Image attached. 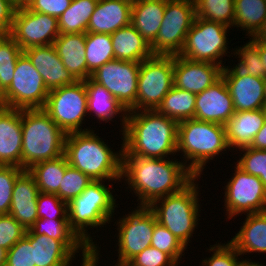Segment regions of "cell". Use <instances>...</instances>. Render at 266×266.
<instances>
[{"label":"cell","instance_id":"24","mask_svg":"<svg viewBox=\"0 0 266 266\" xmlns=\"http://www.w3.org/2000/svg\"><path fill=\"white\" fill-rule=\"evenodd\" d=\"M132 4L127 0H98L87 33L112 34L131 24Z\"/></svg>","mask_w":266,"mask_h":266},{"label":"cell","instance_id":"39","mask_svg":"<svg viewBox=\"0 0 266 266\" xmlns=\"http://www.w3.org/2000/svg\"><path fill=\"white\" fill-rule=\"evenodd\" d=\"M151 246L167 253L177 264L186 249V246L170 230L157 222L156 216Z\"/></svg>","mask_w":266,"mask_h":266},{"label":"cell","instance_id":"59","mask_svg":"<svg viewBox=\"0 0 266 266\" xmlns=\"http://www.w3.org/2000/svg\"><path fill=\"white\" fill-rule=\"evenodd\" d=\"M264 81V90H265V104H266V76L263 78Z\"/></svg>","mask_w":266,"mask_h":266},{"label":"cell","instance_id":"33","mask_svg":"<svg viewBox=\"0 0 266 266\" xmlns=\"http://www.w3.org/2000/svg\"><path fill=\"white\" fill-rule=\"evenodd\" d=\"M98 0H72L58 18L60 34L87 33V26Z\"/></svg>","mask_w":266,"mask_h":266},{"label":"cell","instance_id":"19","mask_svg":"<svg viewBox=\"0 0 266 266\" xmlns=\"http://www.w3.org/2000/svg\"><path fill=\"white\" fill-rule=\"evenodd\" d=\"M234 113L233 100L223 77L196 95V120L225 125Z\"/></svg>","mask_w":266,"mask_h":266},{"label":"cell","instance_id":"51","mask_svg":"<svg viewBox=\"0 0 266 266\" xmlns=\"http://www.w3.org/2000/svg\"><path fill=\"white\" fill-rule=\"evenodd\" d=\"M97 245L88 246L85 252L82 254V265L81 266H97L99 256L97 250ZM115 266H131L128 262H120L118 261L117 265Z\"/></svg>","mask_w":266,"mask_h":266},{"label":"cell","instance_id":"6","mask_svg":"<svg viewBox=\"0 0 266 266\" xmlns=\"http://www.w3.org/2000/svg\"><path fill=\"white\" fill-rule=\"evenodd\" d=\"M105 181H92L86 189L68 203V220L70 228L88 246L95 245L87 232V227L104 226L113 216L116 201L112 187Z\"/></svg>","mask_w":266,"mask_h":266},{"label":"cell","instance_id":"40","mask_svg":"<svg viewBox=\"0 0 266 266\" xmlns=\"http://www.w3.org/2000/svg\"><path fill=\"white\" fill-rule=\"evenodd\" d=\"M236 50L234 55H239L238 58H240L239 63L236 65L238 69L254 77L264 78L266 76L258 46L253 41L250 40Z\"/></svg>","mask_w":266,"mask_h":266},{"label":"cell","instance_id":"17","mask_svg":"<svg viewBox=\"0 0 266 266\" xmlns=\"http://www.w3.org/2000/svg\"><path fill=\"white\" fill-rule=\"evenodd\" d=\"M225 66L222 77L233 100L235 112L263 109L265 105L264 81L261 77L245 74L236 66Z\"/></svg>","mask_w":266,"mask_h":266},{"label":"cell","instance_id":"52","mask_svg":"<svg viewBox=\"0 0 266 266\" xmlns=\"http://www.w3.org/2000/svg\"><path fill=\"white\" fill-rule=\"evenodd\" d=\"M17 63H6L0 65V88L5 91L14 78V71Z\"/></svg>","mask_w":266,"mask_h":266},{"label":"cell","instance_id":"25","mask_svg":"<svg viewBox=\"0 0 266 266\" xmlns=\"http://www.w3.org/2000/svg\"><path fill=\"white\" fill-rule=\"evenodd\" d=\"M265 121L263 109L235 112L224 125L228 147H250Z\"/></svg>","mask_w":266,"mask_h":266},{"label":"cell","instance_id":"14","mask_svg":"<svg viewBox=\"0 0 266 266\" xmlns=\"http://www.w3.org/2000/svg\"><path fill=\"white\" fill-rule=\"evenodd\" d=\"M234 176L225 187V208L228 219L240 213H257L266 211V188L254 175L244 172L237 165Z\"/></svg>","mask_w":266,"mask_h":266},{"label":"cell","instance_id":"12","mask_svg":"<svg viewBox=\"0 0 266 266\" xmlns=\"http://www.w3.org/2000/svg\"><path fill=\"white\" fill-rule=\"evenodd\" d=\"M227 27L218 22L195 17L179 56L193 61L223 66L222 56L227 54Z\"/></svg>","mask_w":266,"mask_h":266},{"label":"cell","instance_id":"57","mask_svg":"<svg viewBox=\"0 0 266 266\" xmlns=\"http://www.w3.org/2000/svg\"><path fill=\"white\" fill-rule=\"evenodd\" d=\"M251 260H241V261H239V263H238V265L237 266H264V265H262V264H258V263H256V262H250Z\"/></svg>","mask_w":266,"mask_h":266},{"label":"cell","instance_id":"28","mask_svg":"<svg viewBox=\"0 0 266 266\" xmlns=\"http://www.w3.org/2000/svg\"><path fill=\"white\" fill-rule=\"evenodd\" d=\"M240 231L229 241L241 254L266 252V211L246 214Z\"/></svg>","mask_w":266,"mask_h":266},{"label":"cell","instance_id":"50","mask_svg":"<svg viewBox=\"0 0 266 266\" xmlns=\"http://www.w3.org/2000/svg\"><path fill=\"white\" fill-rule=\"evenodd\" d=\"M16 7L10 0H0V35H8L12 28V22Z\"/></svg>","mask_w":266,"mask_h":266},{"label":"cell","instance_id":"45","mask_svg":"<svg viewBox=\"0 0 266 266\" xmlns=\"http://www.w3.org/2000/svg\"><path fill=\"white\" fill-rule=\"evenodd\" d=\"M27 230L11 215H0V247L9 250L23 238Z\"/></svg>","mask_w":266,"mask_h":266},{"label":"cell","instance_id":"10","mask_svg":"<svg viewBox=\"0 0 266 266\" xmlns=\"http://www.w3.org/2000/svg\"><path fill=\"white\" fill-rule=\"evenodd\" d=\"M196 17L194 0H166L162 24L150 45L153 55H179Z\"/></svg>","mask_w":266,"mask_h":266},{"label":"cell","instance_id":"4","mask_svg":"<svg viewBox=\"0 0 266 266\" xmlns=\"http://www.w3.org/2000/svg\"><path fill=\"white\" fill-rule=\"evenodd\" d=\"M65 137L43 109H22V168L64 155Z\"/></svg>","mask_w":266,"mask_h":266},{"label":"cell","instance_id":"41","mask_svg":"<svg viewBox=\"0 0 266 266\" xmlns=\"http://www.w3.org/2000/svg\"><path fill=\"white\" fill-rule=\"evenodd\" d=\"M239 151L245 153L237 160L236 165L244 172L257 176L266 188V150L245 147Z\"/></svg>","mask_w":266,"mask_h":266},{"label":"cell","instance_id":"1","mask_svg":"<svg viewBox=\"0 0 266 266\" xmlns=\"http://www.w3.org/2000/svg\"><path fill=\"white\" fill-rule=\"evenodd\" d=\"M121 176L137 193L139 206H150L155 200L180 192L196 176L177 160L122 156Z\"/></svg>","mask_w":266,"mask_h":266},{"label":"cell","instance_id":"63","mask_svg":"<svg viewBox=\"0 0 266 266\" xmlns=\"http://www.w3.org/2000/svg\"><path fill=\"white\" fill-rule=\"evenodd\" d=\"M10 1H12L14 3L15 7H16V0H10Z\"/></svg>","mask_w":266,"mask_h":266},{"label":"cell","instance_id":"54","mask_svg":"<svg viewBox=\"0 0 266 266\" xmlns=\"http://www.w3.org/2000/svg\"><path fill=\"white\" fill-rule=\"evenodd\" d=\"M257 46L258 51L262 59V63L264 65V70L266 72V42L263 40H252Z\"/></svg>","mask_w":266,"mask_h":266},{"label":"cell","instance_id":"30","mask_svg":"<svg viewBox=\"0 0 266 266\" xmlns=\"http://www.w3.org/2000/svg\"><path fill=\"white\" fill-rule=\"evenodd\" d=\"M86 90L88 94V112L94 113L96 117L108 122L114 116L122 112L121 124L124 130L126 123L127 111L123 106L108 92L102 85L94 82L91 78L85 80Z\"/></svg>","mask_w":266,"mask_h":266},{"label":"cell","instance_id":"3","mask_svg":"<svg viewBox=\"0 0 266 266\" xmlns=\"http://www.w3.org/2000/svg\"><path fill=\"white\" fill-rule=\"evenodd\" d=\"M93 130L66 134L64 154L68 164L88 175L92 181L122 178V153H114ZM111 179V180H110Z\"/></svg>","mask_w":266,"mask_h":266},{"label":"cell","instance_id":"7","mask_svg":"<svg viewBox=\"0 0 266 266\" xmlns=\"http://www.w3.org/2000/svg\"><path fill=\"white\" fill-rule=\"evenodd\" d=\"M198 178L195 177L180 192L159 198L149 206L155 213L157 222L170 230L185 246L193 236L201 211L198 184L195 182Z\"/></svg>","mask_w":266,"mask_h":266},{"label":"cell","instance_id":"48","mask_svg":"<svg viewBox=\"0 0 266 266\" xmlns=\"http://www.w3.org/2000/svg\"><path fill=\"white\" fill-rule=\"evenodd\" d=\"M72 0H34L27 8L59 18L69 8Z\"/></svg>","mask_w":266,"mask_h":266},{"label":"cell","instance_id":"20","mask_svg":"<svg viewBox=\"0 0 266 266\" xmlns=\"http://www.w3.org/2000/svg\"><path fill=\"white\" fill-rule=\"evenodd\" d=\"M22 110L0 105V165L22 168Z\"/></svg>","mask_w":266,"mask_h":266},{"label":"cell","instance_id":"13","mask_svg":"<svg viewBox=\"0 0 266 266\" xmlns=\"http://www.w3.org/2000/svg\"><path fill=\"white\" fill-rule=\"evenodd\" d=\"M141 62L113 59L91 74L128 111H136L138 76Z\"/></svg>","mask_w":266,"mask_h":266},{"label":"cell","instance_id":"8","mask_svg":"<svg viewBox=\"0 0 266 266\" xmlns=\"http://www.w3.org/2000/svg\"><path fill=\"white\" fill-rule=\"evenodd\" d=\"M174 85V56L152 55L140 64L136 111L156 110Z\"/></svg>","mask_w":266,"mask_h":266},{"label":"cell","instance_id":"22","mask_svg":"<svg viewBox=\"0 0 266 266\" xmlns=\"http://www.w3.org/2000/svg\"><path fill=\"white\" fill-rule=\"evenodd\" d=\"M23 52L42 76L49 91L74 84L77 81L63 65L53 44L33 46L25 49Z\"/></svg>","mask_w":266,"mask_h":266},{"label":"cell","instance_id":"16","mask_svg":"<svg viewBox=\"0 0 266 266\" xmlns=\"http://www.w3.org/2000/svg\"><path fill=\"white\" fill-rule=\"evenodd\" d=\"M9 35L23 51L33 46L51 45L60 35L58 18L27 7L16 8Z\"/></svg>","mask_w":266,"mask_h":266},{"label":"cell","instance_id":"23","mask_svg":"<svg viewBox=\"0 0 266 266\" xmlns=\"http://www.w3.org/2000/svg\"><path fill=\"white\" fill-rule=\"evenodd\" d=\"M39 189L34 176L23 170L16 178L9 215L13 216L26 230L38 219L37 197Z\"/></svg>","mask_w":266,"mask_h":266},{"label":"cell","instance_id":"35","mask_svg":"<svg viewBox=\"0 0 266 266\" xmlns=\"http://www.w3.org/2000/svg\"><path fill=\"white\" fill-rule=\"evenodd\" d=\"M87 79L100 66L115 59L111 34L86 33Z\"/></svg>","mask_w":266,"mask_h":266},{"label":"cell","instance_id":"15","mask_svg":"<svg viewBox=\"0 0 266 266\" xmlns=\"http://www.w3.org/2000/svg\"><path fill=\"white\" fill-rule=\"evenodd\" d=\"M131 214L123 216L118 224V261L129 262L151 246L155 226V213L148 206H137Z\"/></svg>","mask_w":266,"mask_h":266},{"label":"cell","instance_id":"11","mask_svg":"<svg viewBox=\"0 0 266 266\" xmlns=\"http://www.w3.org/2000/svg\"><path fill=\"white\" fill-rule=\"evenodd\" d=\"M49 90L42 76L23 52L14 71L10 86L4 91L0 105L15 109H43Z\"/></svg>","mask_w":266,"mask_h":266},{"label":"cell","instance_id":"53","mask_svg":"<svg viewBox=\"0 0 266 266\" xmlns=\"http://www.w3.org/2000/svg\"><path fill=\"white\" fill-rule=\"evenodd\" d=\"M250 147L259 150H266V121L255 135Z\"/></svg>","mask_w":266,"mask_h":266},{"label":"cell","instance_id":"56","mask_svg":"<svg viewBox=\"0 0 266 266\" xmlns=\"http://www.w3.org/2000/svg\"><path fill=\"white\" fill-rule=\"evenodd\" d=\"M7 250L0 247V266L6 265Z\"/></svg>","mask_w":266,"mask_h":266},{"label":"cell","instance_id":"58","mask_svg":"<svg viewBox=\"0 0 266 266\" xmlns=\"http://www.w3.org/2000/svg\"><path fill=\"white\" fill-rule=\"evenodd\" d=\"M34 0H16V8H25Z\"/></svg>","mask_w":266,"mask_h":266},{"label":"cell","instance_id":"9","mask_svg":"<svg viewBox=\"0 0 266 266\" xmlns=\"http://www.w3.org/2000/svg\"><path fill=\"white\" fill-rule=\"evenodd\" d=\"M43 110L65 134L88 131L80 127L89 114L85 81L49 91Z\"/></svg>","mask_w":266,"mask_h":266},{"label":"cell","instance_id":"60","mask_svg":"<svg viewBox=\"0 0 266 266\" xmlns=\"http://www.w3.org/2000/svg\"><path fill=\"white\" fill-rule=\"evenodd\" d=\"M3 93H4V91L0 88V100H1L2 97H3Z\"/></svg>","mask_w":266,"mask_h":266},{"label":"cell","instance_id":"46","mask_svg":"<svg viewBox=\"0 0 266 266\" xmlns=\"http://www.w3.org/2000/svg\"><path fill=\"white\" fill-rule=\"evenodd\" d=\"M214 246V247H213ZM209 250L213 252L208 259L202 260V266H237L241 254L228 242L227 244H215Z\"/></svg>","mask_w":266,"mask_h":266},{"label":"cell","instance_id":"55","mask_svg":"<svg viewBox=\"0 0 266 266\" xmlns=\"http://www.w3.org/2000/svg\"><path fill=\"white\" fill-rule=\"evenodd\" d=\"M250 39L251 40H263L266 42V18L264 20V23H263L261 29L258 31V33Z\"/></svg>","mask_w":266,"mask_h":266},{"label":"cell","instance_id":"49","mask_svg":"<svg viewBox=\"0 0 266 266\" xmlns=\"http://www.w3.org/2000/svg\"><path fill=\"white\" fill-rule=\"evenodd\" d=\"M22 53L23 50L9 34L0 35V65L17 63Z\"/></svg>","mask_w":266,"mask_h":266},{"label":"cell","instance_id":"27","mask_svg":"<svg viewBox=\"0 0 266 266\" xmlns=\"http://www.w3.org/2000/svg\"><path fill=\"white\" fill-rule=\"evenodd\" d=\"M166 0H141L132 4L131 25L151 45L162 24Z\"/></svg>","mask_w":266,"mask_h":266},{"label":"cell","instance_id":"2","mask_svg":"<svg viewBox=\"0 0 266 266\" xmlns=\"http://www.w3.org/2000/svg\"><path fill=\"white\" fill-rule=\"evenodd\" d=\"M122 132V156L167 159L177 152L178 122L156 110L128 111Z\"/></svg>","mask_w":266,"mask_h":266},{"label":"cell","instance_id":"31","mask_svg":"<svg viewBox=\"0 0 266 266\" xmlns=\"http://www.w3.org/2000/svg\"><path fill=\"white\" fill-rule=\"evenodd\" d=\"M68 160L64 155L34 164L28 171L34 176L39 192L56 194L64 177Z\"/></svg>","mask_w":266,"mask_h":266},{"label":"cell","instance_id":"29","mask_svg":"<svg viewBox=\"0 0 266 266\" xmlns=\"http://www.w3.org/2000/svg\"><path fill=\"white\" fill-rule=\"evenodd\" d=\"M111 39L117 60L142 62L153 55L150 45L131 24L112 33Z\"/></svg>","mask_w":266,"mask_h":266},{"label":"cell","instance_id":"36","mask_svg":"<svg viewBox=\"0 0 266 266\" xmlns=\"http://www.w3.org/2000/svg\"><path fill=\"white\" fill-rule=\"evenodd\" d=\"M196 17L218 22L231 28L234 26V0H194Z\"/></svg>","mask_w":266,"mask_h":266},{"label":"cell","instance_id":"47","mask_svg":"<svg viewBox=\"0 0 266 266\" xmlns=\"http://www.w3.org/2000/svg\"><path fill=\"white\" fill-rule=\"evenodd\" d=\"M131 266H177L178 264L167 254L150 246L145 248L129 262Z\"/></svg>","mask_w":266,"mask_h":266},{"label":"cell","instance_id":"44","mask_svg":"<svg viewBox=\"0 0 266 266\" xmlns=\"http://www.w3.org/2000/svg\"><path fill=\"white\" fill-rule=\"evenodd\" d=\"M5 266H35L30 234L26 232L25 236L7 251Z\"/></svg>","mask_w":266,"mask_h":266},{"label":"cell","instance_id":"18","mask_svg":"<svg viewBox=\"0 0 266 266\" xmlns=\"http://www.w3.org/2000/svg\"><path fill=\"white\" fill-rule=\"evenodd\" d=\"M222 71L223 67L218 64L174 56V86L196 95L218 81Z\"/></svg>","mask_w":266,"mask_h":266},{"label":"cell","instance_id":"26","mask_svg":"<svg viewBox=\"0 0 266 266\" xmlns=\"http://www.w3.org/2000/svg\"><path fill=\"white\" fill-rule=\"evenodd\" d=\"M86 33L60 34L53 45L65 68L77 81L87 79Z\"/></svg>","mask_w":266,"mask_h":266},{"label":"cell","instance_id":"62","mask_svg":"<svg viewBox=\"0 0 266 266\" xmlns=\"http://www.w3.org/2000/svg\"><path fill=\"white\" fill-rule=\"evenodd\" d=\"M127 1H129L131 3H134V2H137V1H141V0H127Z\"/></svg>","mask_w":266,"mask_h":266},{"label":"cell","instance_id":"21","mask_svg":"<svg viewBox=\"0 0 266 266\" xmlns=\"http://www.w3.org/2000/svg\"><path fill=\"white\" fill-rule=\"evenodd\" d=\"M30 235L35 266H70L78 250L83 249L84 253L88 247L82 240H57L47 235Z\"/></svg>","mask_w":266,"mask_h":266},{"label":"cell","instance_id":"32","mask_svg":"<svg viewBox=\"0 0 266 266\" xmlns=\"http://www.w3.org/2000/svg\"><path fill=\"white\" fill-rule=\"evenodd\" d=\"M196 94L173 85L157 107L156 111L177 122L193 119L195 115Z\"/></svg>","mask_w":266,"mask_h":266},{"label":"cell","instance_id":"5","mask_svg":"<svg viewBox=\"0 0 266 266\" xmlns=\"http://www.w3.org/2000/svg\"><path fill=\"white\" fill-rule=\"evenodd\" d=\"M228 148L224 125L194 118L178 122L177 152H183L185 166L196 177H201L208 160Z\"/></svg>","mask_w":266,"mask_h":266},{"label":"cell","instance_id":"34","mask_svg":"<svg viewBox=\"0 0 266 266\" xmlns=\"http://www.w3.org/2000/svg\"><path fill=\"white\" fill-rule=\"evenodd\" d=\"M234 27L247 31L254 37L266 18V0H234Z\"/></svg>","mask_w":266,"mask_h":266},{"label":"cell","instance_id":"61","mask_svg":"<svg viewBox=\"0 0 266 266\" xmlns=\"http://www.w3.org/2000/svg\"><path fill=\"white\" fill-rule=\"evenodd\" d=\"M263 111H264L265 119H266V104H265L264 107H263Z\"/></svg>","mask_w":266,"mask_h":266},{"label":"cell","instance_id":"42","mask_svg":"<svg viewBox=\"0 0 266 266\" xmlns=\"http://www.w3.org/2000/svg\"><path fill=\"white\" fill-rule=\"evenodd\" d=\"M37 216L46 219H68V203L56 194L40 192L37 197Z\"/></svg>","mask_w":266,"mask_h":266},{"label":"cell","instance_id":"37","mask_svg":"<svg viewBox=\"0 0 266 266\" xmlns=\"http://www.w3.org/2000/svg\"><path fill=\"white\" fill-rule=\"evenodd\" d=\"M27 233L47 235L57 240H81L70 228L68 219L38 218Z\"/></svg>","mask_w":266,"mask_h":266},{"label":"cell","instance_id":"43","mask_svg":"<svg viewBox=\"0 0 266 266\" xmlns=\"http://www.w3.org/2000/svg\"><path fill=\"white\" fill-rule=\"evenodd\" d=\"M23 170L21 167L0 165V215L9 214L13 187Z\"/></svg>","mask_w":266,"mask_h":266},{"label":"cell","instance_id":"38","mask_svg":"<svg viewBox=\"0 0 266 266\" xmlns=\"http://www.w3.org/2000/svg\"><path fill=\"white\" fill-rule=\"evenodd\" d=\"M91 182L92 179L88 175L68 164L58 190V197L69 203L79 196Z\"/></svg>","mask_w":266,"mask_h":266}]
</instances>
